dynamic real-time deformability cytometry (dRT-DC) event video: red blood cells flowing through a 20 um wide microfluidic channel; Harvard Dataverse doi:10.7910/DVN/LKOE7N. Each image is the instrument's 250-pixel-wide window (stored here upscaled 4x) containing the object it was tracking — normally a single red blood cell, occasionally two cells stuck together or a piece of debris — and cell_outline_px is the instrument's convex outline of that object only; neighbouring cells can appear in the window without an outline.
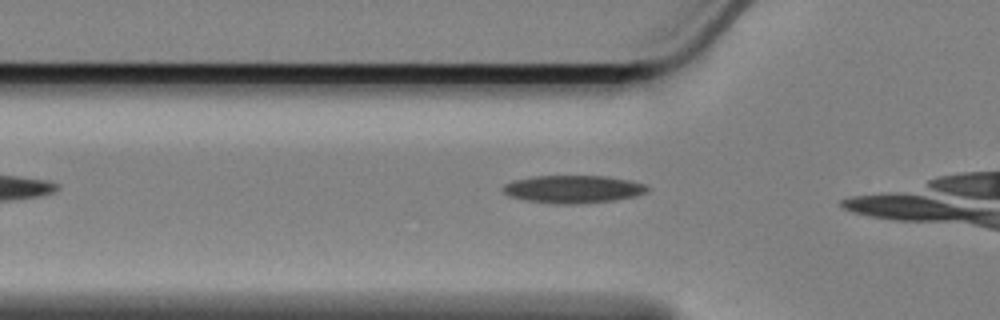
{"species": "Egyptian fruit bat (a non-hibernating species)", "species_latin": "Rousettus aegyptiacus", "temperature_condition": "cold", "stored_images_in_passage": 8, "camera_frame_rate_fps": 3000, "um_per_image_px": 0.085, "animal": {"sex": "female"}, "frame": {"image": 1, "passage_image": 3, "time_ms": 0.667, "image_size_px": [1000, 320], "cell_outline_px": [[648, 192], [636, 196], [612, 200], [568, 204], [560, 204], [528, 200], [508, 196], [500, 188], [504, 184], [512, 180], [532, 176], [608, 176], [632, 180], [644, 184], [648, 188]], "centroid_in_image_um": [48.7, 16.06], "position_along_channel_um": 77.1, "area_um2": 23.29}}
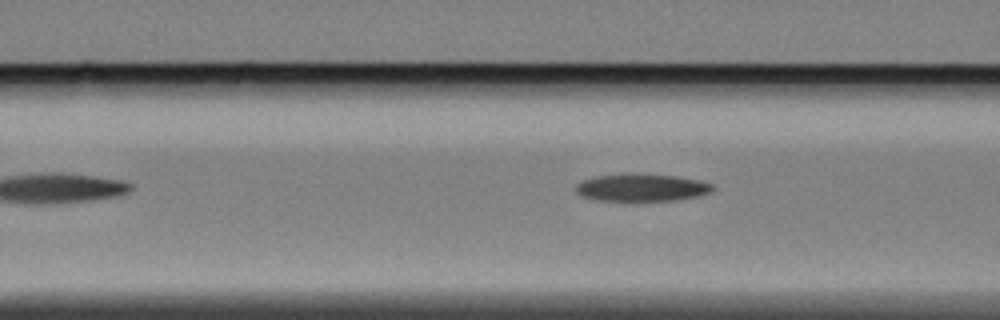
{"frame": {"image": 2, "passage_image": 6, "time_ms": 1.667, "image_size_px": [1000, 320], "cell_outline_px": [[712, 188], [708, 192], [700, 196], [672, 200], [632, 204], [596, 200], [580, 196], [576, 192], [576, 184], [584, 180], [596, 176], [676, 176], [700, 180], [712, 184]], "centroid_in_image_um": [54.5, 16.04], "position_along_channel_um": 112.1, "area_um2": 21.85}}